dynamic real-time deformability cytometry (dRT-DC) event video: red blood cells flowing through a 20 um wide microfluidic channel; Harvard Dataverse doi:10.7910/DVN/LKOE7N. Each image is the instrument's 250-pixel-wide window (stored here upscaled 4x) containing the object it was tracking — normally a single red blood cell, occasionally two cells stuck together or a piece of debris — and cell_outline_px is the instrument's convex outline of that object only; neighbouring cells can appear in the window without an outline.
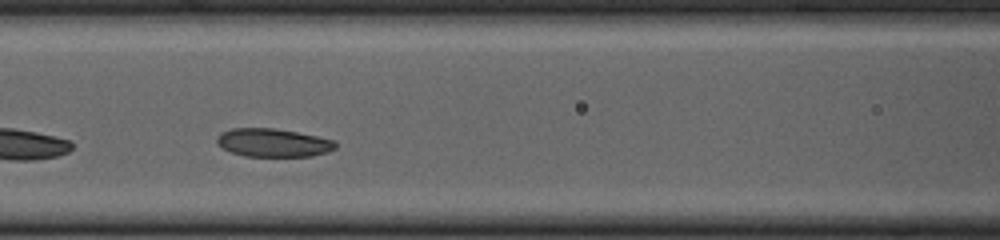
{"species": "common noctule bat (a hibernating species)", "species_latin": "Nyctalus noctula", "temperature_condition": "cold", "stored_images_in_passage": 31, "camera_frame_rate_fps": 3000, "um_per_image_px": 0.085, "animal": {"sex": "female", "body_mass_g": 23.0, "forearm_length_mm": 53.4}, "frame": {"image": 1, "passage_image": 10, "time_ms": 3.0, "image_size_px": [1000, 240], "cell_outline_px": [[336, 148], [328, 152], [312, 156], [244, 156], [232, 152], [216, 144], [216, 136], [220, 132], [232, 128], [272, 128], [296, 132], [336, 140]], "centroid_in_image_um": [23.2, 12.13], "position_along_channel_um": 143.4, "area_um2": 19.59}}